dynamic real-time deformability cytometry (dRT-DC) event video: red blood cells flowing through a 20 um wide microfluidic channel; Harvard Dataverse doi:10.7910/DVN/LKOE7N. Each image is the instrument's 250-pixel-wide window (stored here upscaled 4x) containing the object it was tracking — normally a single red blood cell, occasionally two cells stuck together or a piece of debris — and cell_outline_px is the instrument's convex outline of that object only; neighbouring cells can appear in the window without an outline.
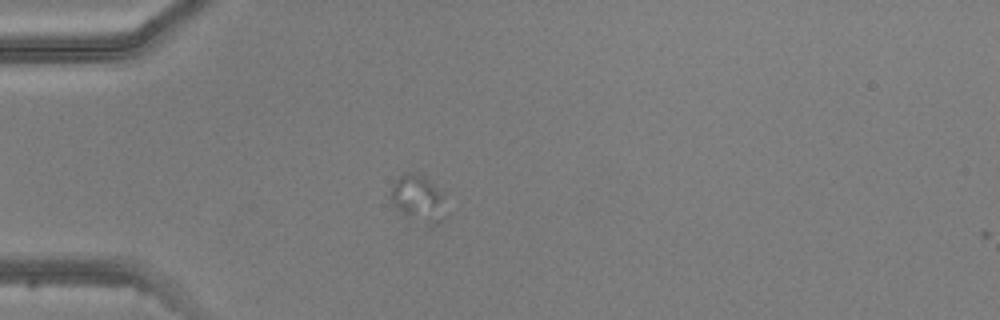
{"species": "common noctule bat (a hibernating species)", "species_latin": "Nyctalus noctula", "temperature_condition": "warm", "stored_images_in_passage": 1, "camera_frame_rate_fps": 3000, "um_per_image_px": 0.085, "animal": {"sex": "male", "body_mass_g": 20.5, "forearm_length_mm": 52.5}, "frame": {"image": 1, "passage_image": 1, "time_ms": 0.0, "image_size_px": [1000, 320], "cell_outline_px": [[448, 216], [440, 224], [432, 228], [404, 216], [392, 204], [392, 188], [396, 180], [404, 172], [424, 172], [428, 176], [444, 196]], "centroid_in_image_um": [35.64, 16.92], "position_along_channel_um": 49.4, "area_um2": 16.07}}